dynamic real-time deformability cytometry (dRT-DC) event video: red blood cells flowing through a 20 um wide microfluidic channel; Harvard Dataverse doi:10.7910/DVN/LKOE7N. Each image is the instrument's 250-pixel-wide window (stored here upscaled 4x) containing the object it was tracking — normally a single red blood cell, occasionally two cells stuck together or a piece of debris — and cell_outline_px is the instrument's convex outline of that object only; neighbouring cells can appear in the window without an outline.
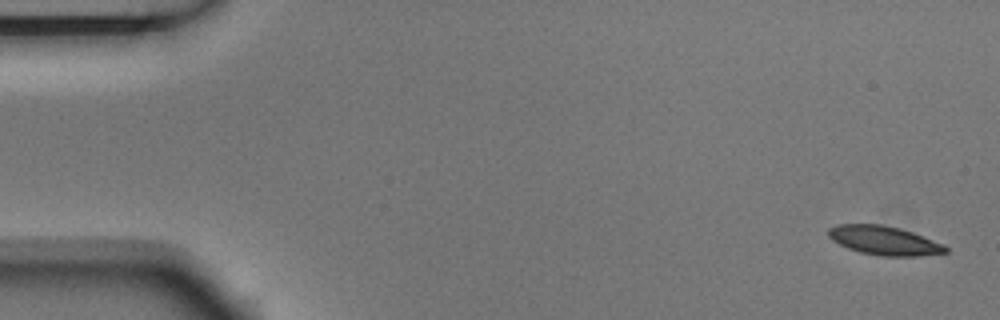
{"species": "Egyptian fruit bat (a non-hibernating species)", "species_latin": "Rousettus aegyptiacus", "temperature_condition": "room temperature", "stored_images_in_passage": 6, "camera_frame_rate_fps": 3000, "um_per_image_px": 0.085, "animal": {"sex": "male"}, "frame": {"image": 1, "passage_image": 1, "time_ms": 0.0, "image_size_px": [1000, 320], "cell_outline_px": [[948, 252], [920, 256], [880, 256], [860, 252], [848, 248], [832, 240], [828, 236], [828, 228], [836, 224], [880, 224], [900, 228], [912, 232], [944, 244], [948, 248]], "centroid_in_image_um": [75.15, 20.44], "position_along_channel_um": 9.8, "area_um2": 19.83}}
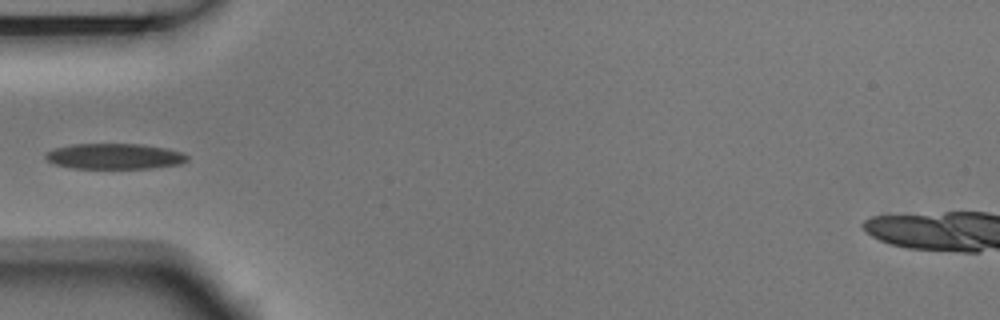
{"frame": {"image": 2, "passage_image": 5, "time_ms": 1.333, "image_size_px": [1000, 320], "cell_outline_px": [[188, 160], [180, 164], [152, 168], [72, 168], [56, 164], [48, 160], [44, 156], [44, 152], [56, 148], [72, 144], [140, 144], [164, 148], [180, 152], [188, 156]], "centroid_in_image_um": [9.71, 13.28], "position_along_channel_um": 75.3, "area_um2": 20.98}}
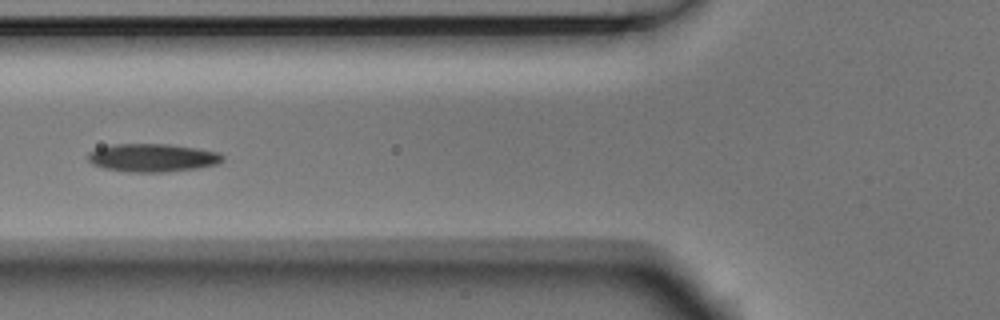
{"frame": {"image": 3, "passage_image": 6, "time_ms": 1.667, "image_size_px": [1000, 320], "cell_outline_px": [[224, 160], [220, 164], [196, 168], [164, 172], [128, 172], [104, 168], [92, 164], [88, 160], [88, 152], [96, 148], [112, 144], [168, 144], [196, 148], [220, 152], [224, 156]], "centroid_in_image_um": [12.97, 13.4], "position_along_channel_um": 112.8, "area_um2": 22.25}}